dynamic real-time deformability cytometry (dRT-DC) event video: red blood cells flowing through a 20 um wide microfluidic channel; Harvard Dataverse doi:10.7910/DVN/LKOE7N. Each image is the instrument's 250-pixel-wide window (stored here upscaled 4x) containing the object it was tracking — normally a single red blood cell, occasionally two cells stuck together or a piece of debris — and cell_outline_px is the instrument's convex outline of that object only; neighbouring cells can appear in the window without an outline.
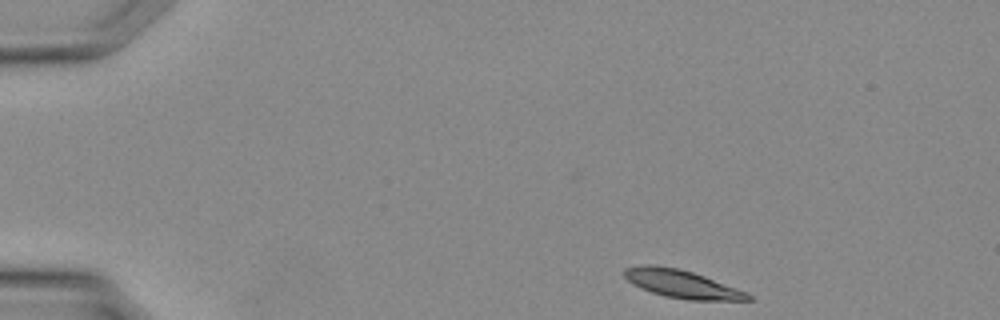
{"species": "Egyptian fruit bat (a non-hibernating species)", "species_latin": "Rousettus aegyptiacus", "temperature_condition": "warm", "stored_images_in_passage": 31, "camera_frame_rate_fps": 3000, "um_per_image_px": 0.085, "animal": {"sex": "female"}, "frame": {"image": 1, "passage_image": 1, "time_ms": 0.0, "image_size_px": [1000, 320], "cell_outline_px": [[752, 300], [688, 300], [664, 296], [640, 288], [632, 284], [624, 276], [624, 268], [644, 264], [648, 264], [676, 268], [692, 272], [704, 276], [748, 292], [752, 296]], "centroid_in_image_um": [57.95, 24.14], "position_along_channel_um": 27.1, "area_um2": 20.11}}
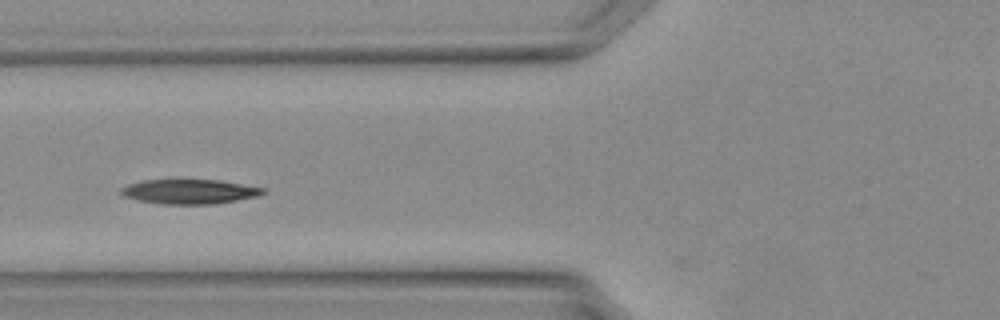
{"frame": {"image": 2, "passage_image": 10, "time_ms": 3.0, "image_size_px": [1000, 320], "cell_outline_px": [[268, 192], [260, 196], [216, 204], [160, 204], [136, 200], [124, 196], [120, 192], [120, 188], [128, 184], [140, 180], [220, 180], [268, 188]], "centroid_in_image_um": [16.16, 16.29], "position_along_channel_um": 109.6, "area_um2": 20.75}}
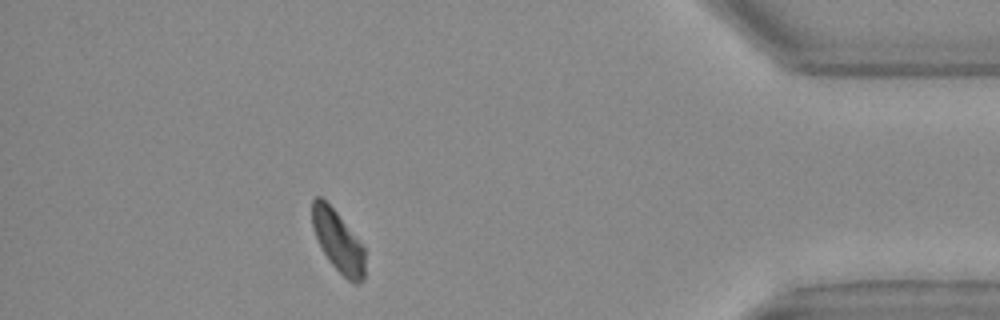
{"frame": {"image": 3, "passage_image": 28, "time_ms": 9.0, "image_size_px": [1000, 320], "cell_outline_px": [[364, 280], [360, 284], [356, 284], [348, 280], [328, 260], [312, 228], [312, 200], [316, 196], [320, 196], [336, 212], [364, 248]], "centroid_in_image_um": [28.72, 20.53], "position_along_channel_um": 406.5, "area_um2": 18.38}}